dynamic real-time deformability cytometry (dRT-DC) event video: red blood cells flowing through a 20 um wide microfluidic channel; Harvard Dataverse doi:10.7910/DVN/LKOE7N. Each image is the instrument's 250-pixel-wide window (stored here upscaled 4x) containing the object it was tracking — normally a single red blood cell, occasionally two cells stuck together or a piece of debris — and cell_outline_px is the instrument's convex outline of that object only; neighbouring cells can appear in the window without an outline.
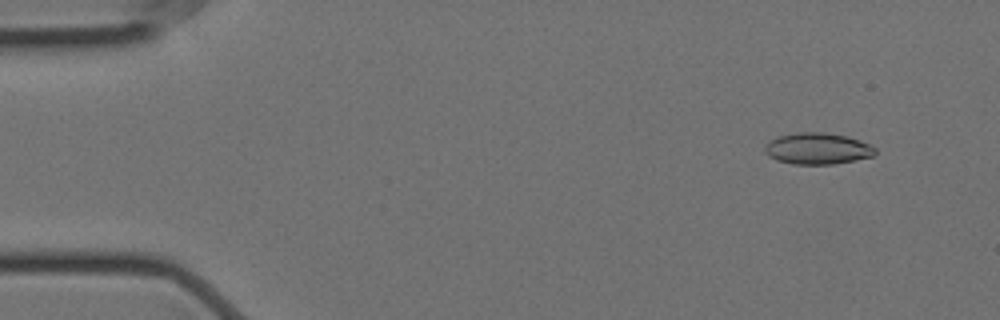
{"species": "Egyptian fruit bat (a non-hibernating species)", "species_latin": "Rousettus aegyptiacus", "temperature_condition": "cold", "stored_images_in_passage": 5, "camera_frame_rate_fps": 3000, "um_per_image_px": 0.085, "animal": {"sex": "female"}, "frame": {"image": 1, "passage_image": 1, "time_ms": 0.0, "image_size_px": [1000, 320], "cell_outline_px": [[876, 152], [872, 156], [832, 164], [792, 164], [776, 160], [768, 156], [764, 152], [764, 148], [776, 136], [796, 132], [824, 132], [848, 136], [860, 140], [876, 148]], "centroid_in_image_um": [69.46, 12.62], "position_along_channel_um": 15.5, "area_um2": 20.17}}
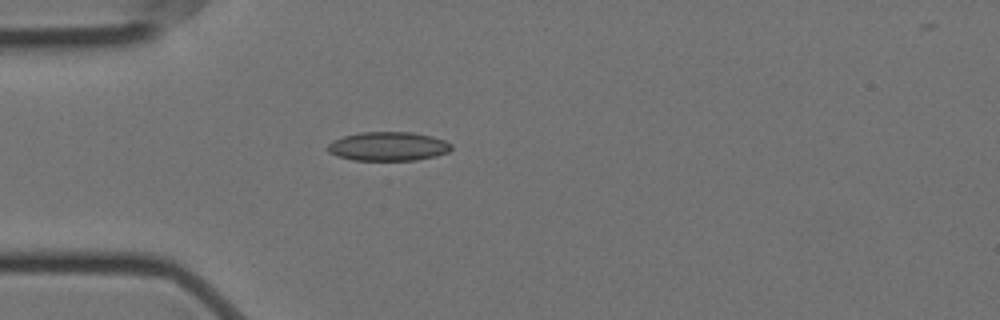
{"frame": {"image": 2, "passage_image": 4, "time_ms": 1.0, "image_size_px": [1000, 320], "cell_outline_px": [[452, 148], [448, 152], [436, 156], [416, 160], [352, 160], [336, 156], [328, 152], [328, 144], [332, 140], [344, 136], [360, 132], [412, 132], [432, 136], [444, 140], [452, 144]], "centroid_in_image_um": [32.99, 12.44], "position_along_channel_um": 52.0, "area_um2": 20.98}}